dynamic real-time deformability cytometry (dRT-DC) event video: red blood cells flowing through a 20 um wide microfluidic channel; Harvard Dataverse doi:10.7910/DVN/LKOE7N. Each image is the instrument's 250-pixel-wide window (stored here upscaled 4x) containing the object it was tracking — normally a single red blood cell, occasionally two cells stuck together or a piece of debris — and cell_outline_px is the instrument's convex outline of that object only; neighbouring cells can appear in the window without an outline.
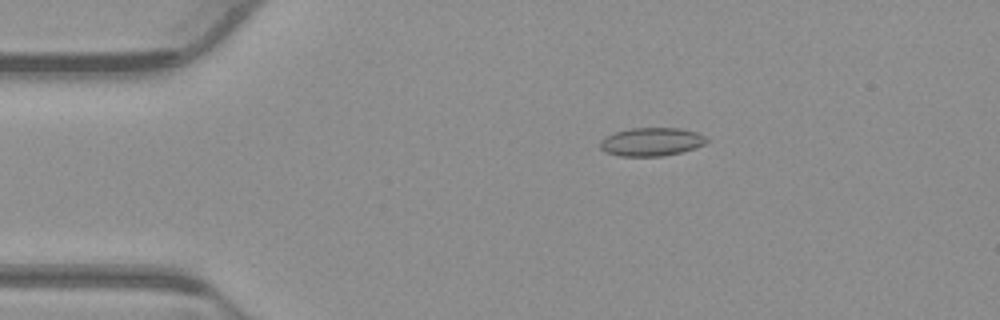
{"species": "common noctule bat (a hibernating species)", "species_latin": "Nyctalus noctula", "temperature_condition": "warm", "stored_images_in_passage": 53, "camera_frame_rate_fps": 3000, "um_per_image_px": 0.085, "animal": {"sex": "male", "body_mass_g": 23.1, "forearm_length_mm": 52.7}, "frame": {"image": 1, "passage_image": 10, "time_ms": 3.0, "image_size_px": [1000, 320], "cell_outline_px": [[708, 140], [704, 144], [696, 148], [664, 156], [620, 156], [604, 152], [600, 148], [600, 140], [604, 136], [616, 132], [632, 128], [680, 128], [696, 132], [704, 136]], "centroid_in_image_um": [55.34, 12.06], "position_along_channel_um": 29.7, "area_um2": 17.63}}
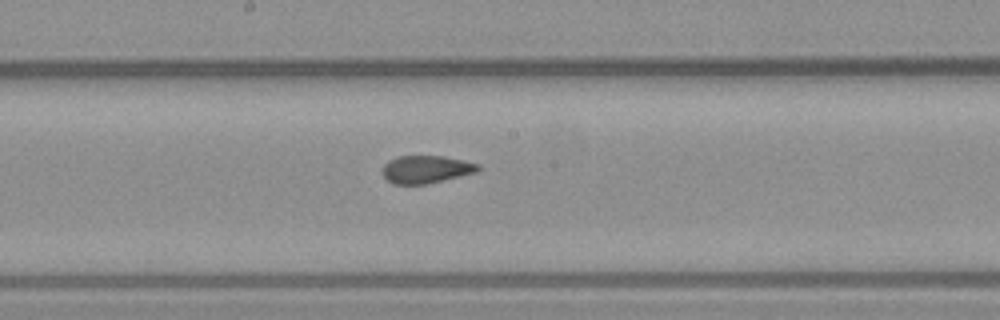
{"frame": {"image": 2, "passage_image": 28, "time_ms": 9.0, "image_size_px": [1000, 320], "cell_outline_px": [[480, 168], [476, 172], [428, 184], [392, 184], [380, 172], [384, 164], [388, 160], [396, 156], [444, 156], [464, 160], [480, 164]], "centroid_in_image_um": [36.19, 14.39], "position_along_channel_um": 212.0, "area_um2": 15.61}}
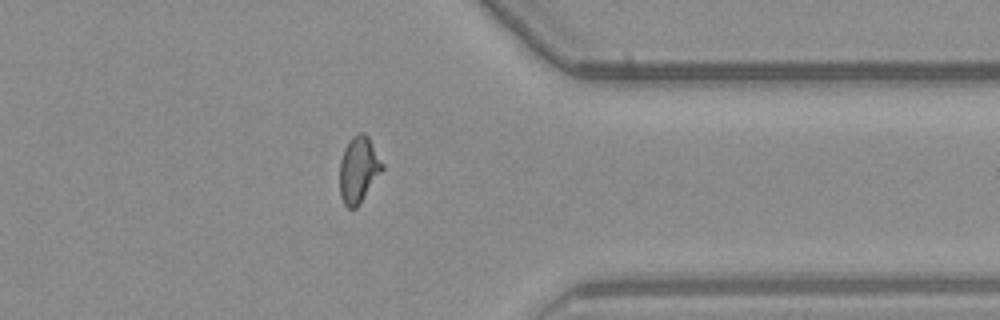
{"frame": {"image": 3, "passage_image": 42, "time_ms": 13.667, "image_size_px": [1000, 320], "cell_outline_px": [[384, 168], [360, 204], [356, 208], [348, 208], [344, 204], [340, 196], [340, 160], [344, 148], [348, 140], [356, 132], [364, 132], [368, 136], [384, 164]], "centroid_in_image_um": [30.48, 14.39], "position_along_channel_um": 380.9, "area_um2": 16.65}, "authors_computed_cell_mechanics": {"area_um2": 16.5886, "velocity_mm_per_s": 3.8637, "shape_relaxation_time_tau1_ms": null, "shape_relaxation_time_tau2_ms": 1.4317, "deformation_change_tau1": null, "deformation_change_tau2": 0.0581}}